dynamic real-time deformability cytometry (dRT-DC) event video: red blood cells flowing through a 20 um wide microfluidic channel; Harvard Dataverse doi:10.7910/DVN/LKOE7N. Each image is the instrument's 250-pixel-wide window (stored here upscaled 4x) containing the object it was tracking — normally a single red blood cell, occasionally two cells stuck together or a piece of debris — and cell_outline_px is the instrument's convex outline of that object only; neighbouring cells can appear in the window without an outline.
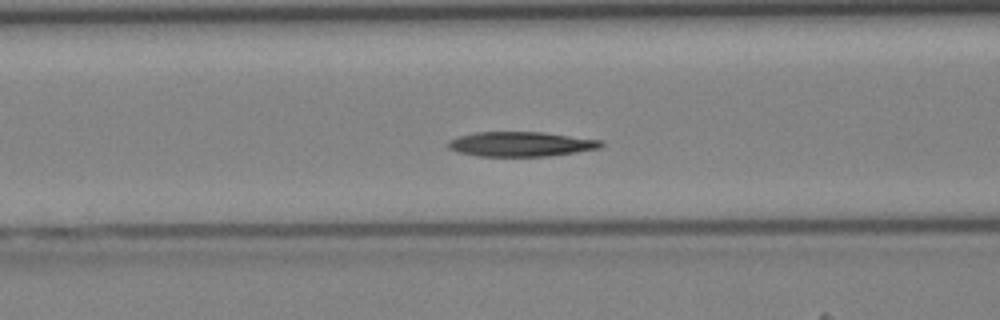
{"species": "Egyptian fruit bat (a non-hibernating species)", "species_latin": "Rousettus aegyptiacus", "temperature_condition": "cold", "stored_images_in_passage": 28, "camera_frame_rate_fps": 3000, "um_per_image_px": 0.085, "animal": {"sex": "female"}, "frame": {"image": 1, "passage_image": 8, "time_ms": 2.333, "image_size_px": [1000, 320], "cell_outline_px": [[604, 144], [600, 148], [576, 152], [548, 156], [476, 156], [456, 152], [448, 148], [448, 140], [456, 136], [476, 132], [544, 132], [600, 140]], "centroid_in_image_um": [44.22, 12.25], "position_along_channel_um": 122.4, "area_um2": 22.14}}
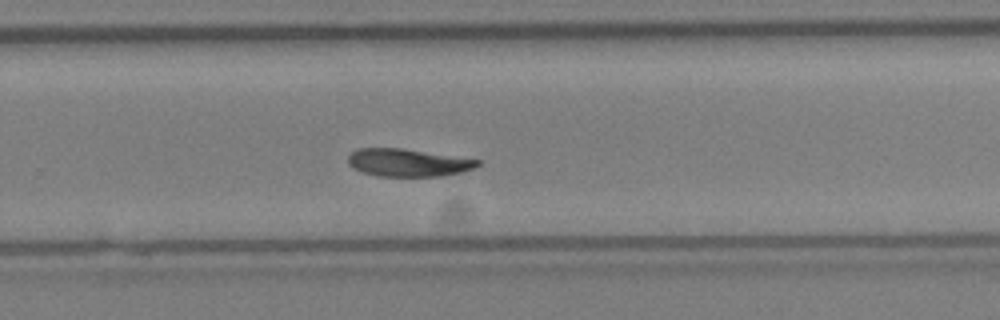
{"frame": {"image": 2, "passage_image": 19, "time_ms": 6.0, "image_size_px": [1000, 320], "cell_outline_px": [[480, 164], [472, 168], [460, 172], [440, 176], [376, 176], [360, 172], [352, 168], [348, 164], [348, 156], [356, 148], [400, 148], [480, 160]], "centroid_in_image_um": [34.59, 13.83], "position_along_channel_um": 295.2, "area_um2": 20.75}}
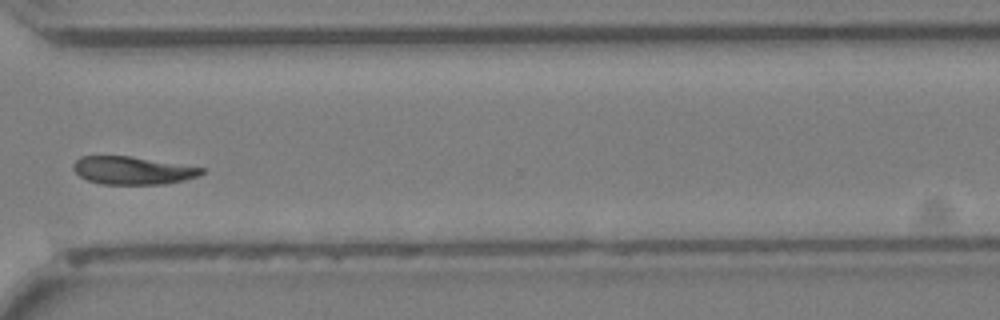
{"frame": {"image": 3, "passage_image": 23, "time_ms": 7.333, "image_size_px": [1000, 320], "cell_outline_px": [[204, 172], [200, 176], [184, 180], [164, 184], [100, 184], [88, 180], [80, 176], [72, 168], [72, 164], [80, 156], [128, 156], [204, 168]], "centroid_in_image_um": [11.25, 14.49], "position_along_channel_um": 359.4, "area_um2": 20.69}}